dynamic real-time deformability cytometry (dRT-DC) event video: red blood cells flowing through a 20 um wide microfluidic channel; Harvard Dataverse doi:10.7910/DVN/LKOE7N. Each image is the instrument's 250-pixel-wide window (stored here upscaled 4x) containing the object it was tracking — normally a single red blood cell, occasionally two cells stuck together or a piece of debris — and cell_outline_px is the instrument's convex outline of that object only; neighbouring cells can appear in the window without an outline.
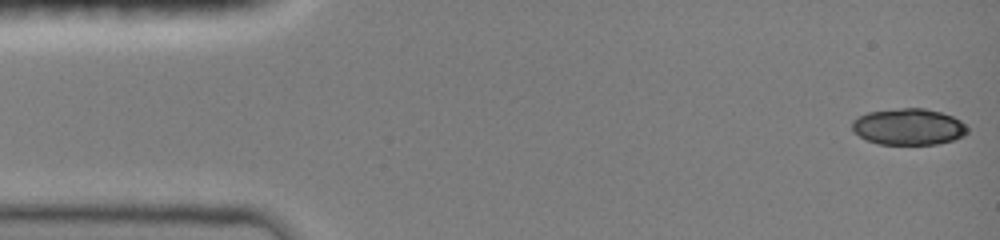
{"species": "common noctule bat (a hibernating species)", "species_latin": "Nyctalus noctula", "temperature_condition": "room temperature", "stored_images_in_passage": 47, "camera_frame_rate_fps": 3000, "um_per_image_px": 0.085, "animal": {"sex": "female", "body_mass_g": 19.0, "forearm_length_mm": 51.5}, "frame": {"image": 1, "passage_image": 1, "time_ms": 0.0, "image_size_px": [1000, 240], "cell_outline_px": [[968, 132], [964, 136], [952, 140], [936, 144], [876, 144], [860, 136], [852, 128], [852, 120], [868, 112], [900, 108], [924, 108], [940, 112], [952, 116], [960, 120], [968, 128]], "centroid_in_image_um": [77.24, 10.77], "position_along_channel_um": 7.8, "area_um2": 24.33}}
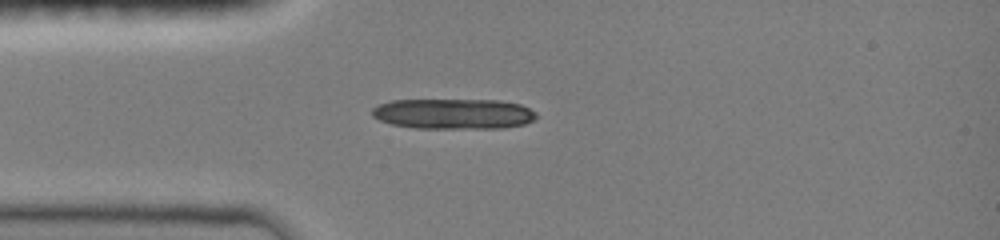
{"frame": {"image": 2, "passage_image": 12, "time_ms": 3.667, "image_size_px": [1000, 240], "cell_outline_px": [[536, 120], [524, 124], [504, 128], [416, 128], [392, 124], [380, 120], [372, 116], [372, 108], [380, 104], [392, 100], [500, 100], [520, 104], [536, 112]], "centroid_in_image_um": [38.57, 9.67], "position_along_channel_um": 46.4, "area_um2": 29.19}}